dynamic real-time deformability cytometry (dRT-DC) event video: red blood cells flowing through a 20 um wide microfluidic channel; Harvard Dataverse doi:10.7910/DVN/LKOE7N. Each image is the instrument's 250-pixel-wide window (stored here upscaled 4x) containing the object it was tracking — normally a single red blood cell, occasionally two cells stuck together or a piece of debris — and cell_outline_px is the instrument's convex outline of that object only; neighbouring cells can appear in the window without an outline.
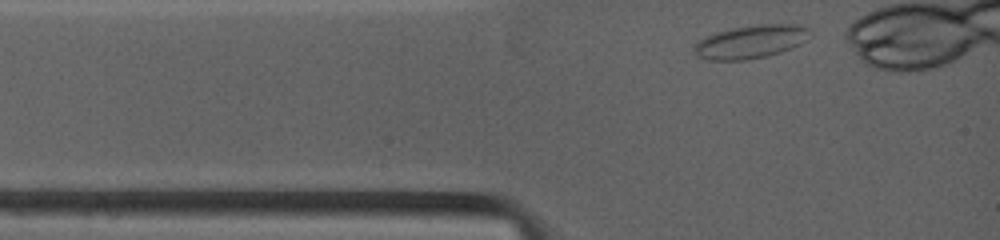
{"species": "common noctule bat (a hibernating species)", "species_latin": "Nyctalus noctula", "temperature_condition": "warm", "stored_images_in_passage": 43, "camera_frame_rate_fps": 4500, "um_per_image_px": 0.085, "animal": {"sex": "female", "body_mass_g": 19.0, "forearm_length_mm": 53.3}, "frame": {"image": 1, "passage_image": 1, "time_ms": 0.0, "image_size_px": [1000, 240], "cell_outline_px": [[812, 36], [808, 40], [792, 48], [768, 56], [748, 60], [708, 60], [696, 56], [696, 40], [716, 32], [732, 28], [756, 24], [796, 24], [808, 28]], "centroid_in_image_um": [63.85, 3.54], "position_along_channel_um": 21.1, "area_um2": 22.66}}
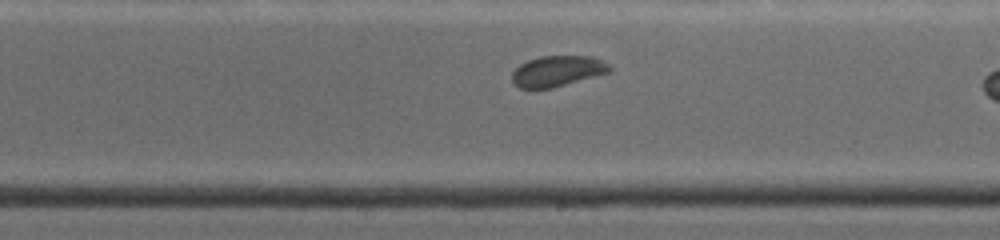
{"frame": {"image": 2, "passage_image": 25, "time_ms": 6.0, "image_size_px": [1000, 240], "cell_outline_px": [[612, 68], [608, 72], [552, 88], [520, 88], [512, 84], [512, 72], [520, 64], [528, 60], [540, 56], [592, 56], [608, 64]], "centroid_in_image_um": [47.33, 6.04], "position_along_channel_um": 241.7, "area_um2": 17.28}}
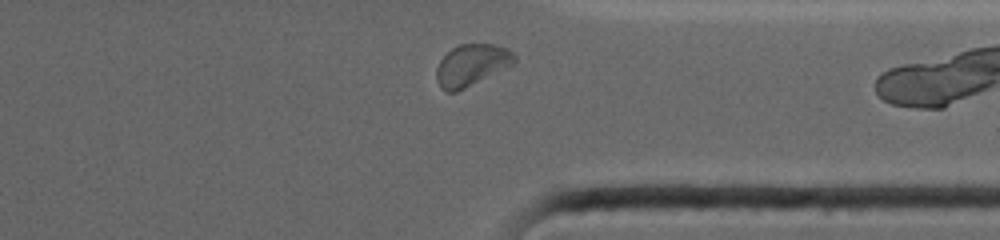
{"frame": {"image": 3, "passage_image": 39, "time_ms": 9.333, "image_size_px": [1000, 240], "cell_outline_px": [[516, 60], [512, 64], [456, 92], [444, 92], [440, 88], [436, 80], [436, 68], [440, 60], [452, 48], [460, 44], [492, 44], [508, 48], [516, 56]], "centroid_in_image_um": [40.04, 5.53], "position_along_channel_um": 371.4, "area_um2": 18.67}, "authors_computed_cell_mechanics": {"area_um2": 18.1492, "velocity_mm_per_s": 3.9321, "shape_relaxation_time_tau1_ms": 2.751, "shape_relaxation_time_tau2_ms": null, "deformation_change_tau1": 0.0596, "deformation_change_tau2": null}}